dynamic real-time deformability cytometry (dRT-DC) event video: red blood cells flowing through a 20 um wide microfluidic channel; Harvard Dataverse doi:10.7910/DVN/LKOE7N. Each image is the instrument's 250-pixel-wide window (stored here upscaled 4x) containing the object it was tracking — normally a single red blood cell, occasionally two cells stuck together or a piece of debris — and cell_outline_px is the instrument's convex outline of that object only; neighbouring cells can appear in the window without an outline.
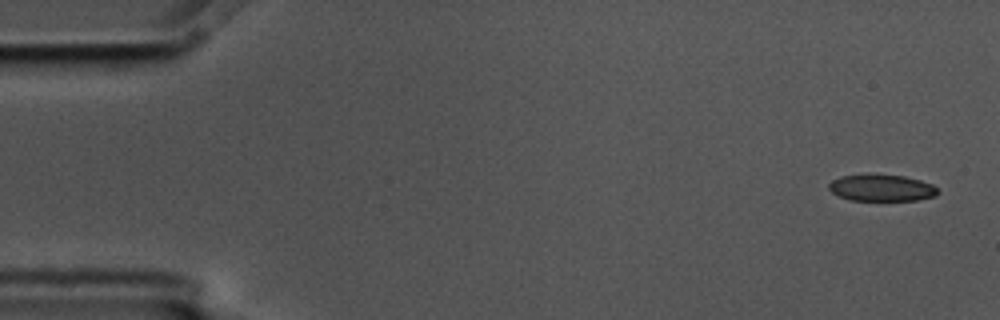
{"species": "common noctule bat (a hibernating species)", "species_latin": "Nyctalus noctula", "temperature_condition": "cold", "stored_images_in_passage": 5, "camera_frame_rate_fps": 3000, "um_per_image_px": 0.085, "animal": {"sex": "male", "body_mass_g": 17.5, "forearm_length_mm": 52.3}, "frame": {"image": 1, "passage_image": 1, "time_ms": 0.0, "image_size_px": [1000, 320], "cell_outline_px": [[940, 192], [936, 196], [920, 200], [848, 200], [832, 192], [828, 188], [828, 184], [832, 180], [840, 176], [904, 176], [920, 180], [932, 184]], "centroid_in_image_um": [74.97, 16.0], "position_along_channel_um": 10.0, "area_um2": 16.53}}
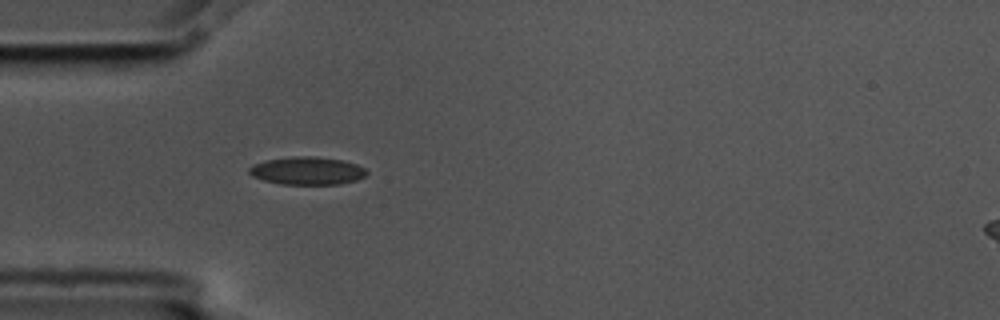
{"frame": {"image": 2, "passage_image": 5, "time_ms": 1.333, "image_size_px": [1000, 320], "cell_outline_px": [[368, 172], [364, 176], [356, 180], [340, 184], [280, 184], [264, 180], [252, 176], [248, 172], [248, 168], [252, 164], [268, 160], [292, 156], [316, 156], [344, 160], [356, 164], [364, 168]], "centroid_in_image_um": [26.1, 14.51], "position_along_channel_um": 58.9, "area_um2": 19.13}}